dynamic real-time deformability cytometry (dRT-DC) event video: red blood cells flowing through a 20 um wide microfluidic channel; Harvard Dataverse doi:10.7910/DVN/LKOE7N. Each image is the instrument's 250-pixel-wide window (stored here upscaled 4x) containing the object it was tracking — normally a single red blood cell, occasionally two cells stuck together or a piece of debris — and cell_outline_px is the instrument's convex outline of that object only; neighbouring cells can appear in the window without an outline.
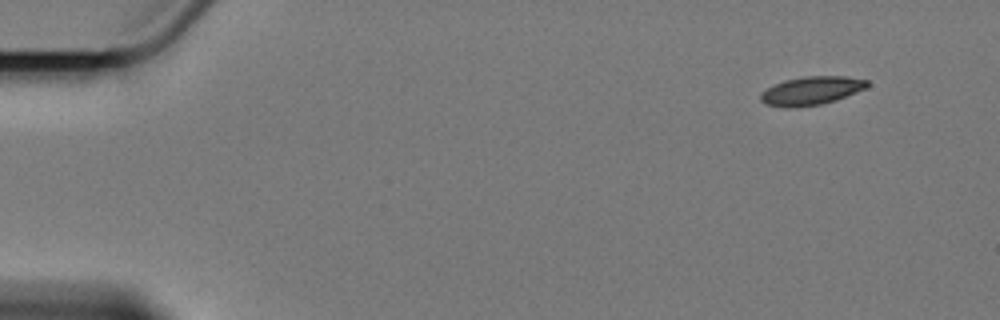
{"species": "Egyptian fruit bat (a non-hibernating species)", "species_latin": "Rousettus aegyptiacus", "temperature_condition": "cold", "stored_images_in_passage": 7, "camera_frame_rate_fps": 3000, "um_per_image_px": 0.085, "animal": {"sex": "female"}, "frame": {"image": 1, "passage_image": 1, "time_ms": 0.0, "image_size_px": [1000, 320], "cell_outline_px": [[868, 84], [864, 88], [836, 100], [820, 104], [764, 104], [760, 100], [760, 96], [768, 88], [784, 80], [804, 76], [848, 76], [868, 80]], "centroid_in_image_um": [69.03, 7.64], "position_along_channel_um": 16.0, "area_um2": 16.59}}
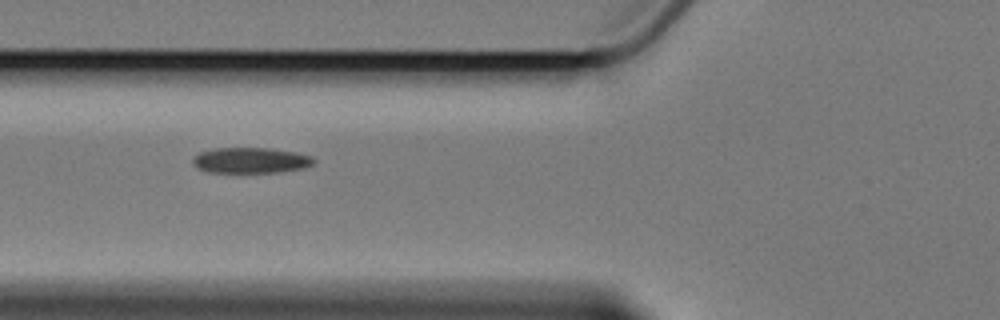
{"frame": {"image": 2, "passage_image": 6, "time_ms": 6.0, "image_size_px": [1000, 320], "cell_outline_px": [[316, 160], [312, 164], [304, 168], [280, 172], [208, 172], [196, 168], [192, 160], [200, 152], [216, 148], [268, 148], [296, 152], [312, 156]], "centroid_in_image_um": [21.33, 13.63], "position_along_channel_um": 104.5, "area_um2": 18.03}}
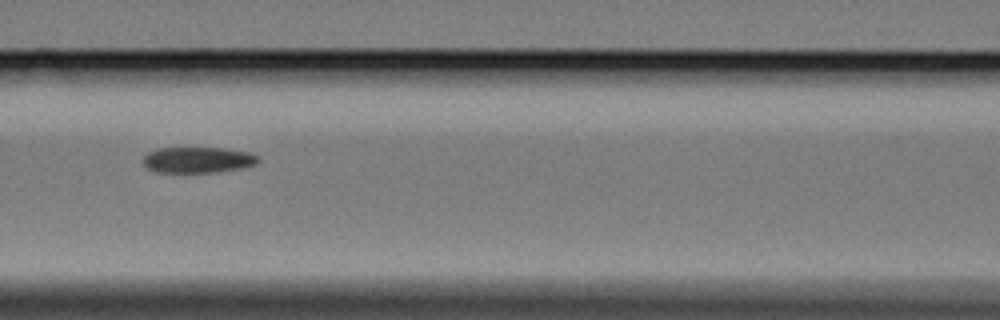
{"frame": {"image": 3, "passage_image": 7, "time_ms": 7.333, "image_size_px": [1000, 320], "cell_outline_px": [[260, 160], [256, 164], [244, 168], [216, 172], [156, 172], [148, 168], [144, 164], [144, 156], [148, 152], [156, 148], [224, 148], [248, 152], [260, 156]], "centroid_in_image_um": [16.86, 13.59], "position_along_channel_um": 149.7, "area_um2": 17.46}}